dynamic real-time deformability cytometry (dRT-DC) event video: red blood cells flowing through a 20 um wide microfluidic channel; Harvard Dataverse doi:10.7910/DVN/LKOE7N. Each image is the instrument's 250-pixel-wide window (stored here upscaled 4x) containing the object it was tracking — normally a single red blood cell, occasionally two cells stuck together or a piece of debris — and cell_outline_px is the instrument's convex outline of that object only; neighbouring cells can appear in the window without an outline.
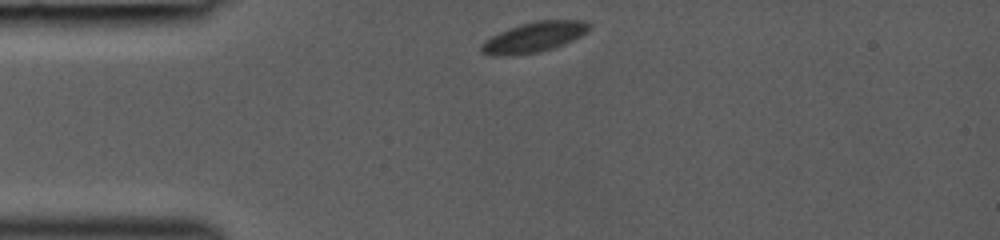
{"species": "common noctule bat (a hibernating species)", "species_latin": "Nyctalus noctula", "temperature_condition": "room temperature", "stored_images_in_passage": 31, "camera_frame_rate_fps": 3000, "um_per_image_px": 0.085, "animal": {"sex": "female", "body_mass_g": 19.0, "forearm_length_mm": 53.3}, "frame": {"image": 1, "passage_image": 1, "time_ms": 0.0, "image_size_px": [1000, 240], "cell_outline_px": [[592, 24], [588, 32], [564, 44], [540, 52], [516, 56], [492, 56], [480, 52], [480, 44], [484, 40], [508, 28], [532, 20], [584, 20]], "centroid_in_image_um": [45.37, 3.16], "position_along_channel_um": 39.6, "area_um2": 19.42}}
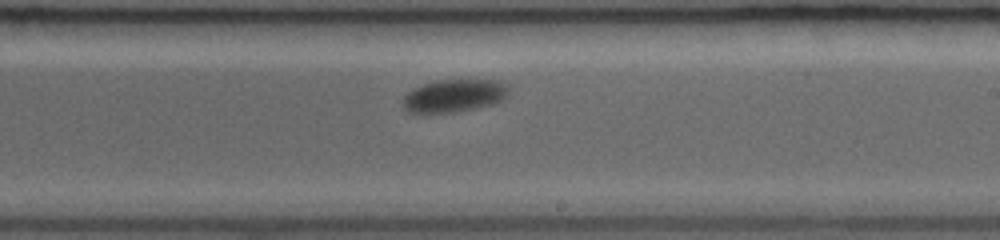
{"frame": {"image": 2, "passage_image": 18, "time_ms": 5.667, "image_size_px": [1000, 240], "cell_outline_px": [[512, 88], [508, 96], [504, 100], [492, 104], [452, 112], [408, 112], [404, 108], [404, 96], [408, 92], [424, 84], [436, 80], [504, 80]], "centroid_in_image_um": [38.72, 8.11], "position_along_channel_um": 250.3, "area_um2": 20.17}}
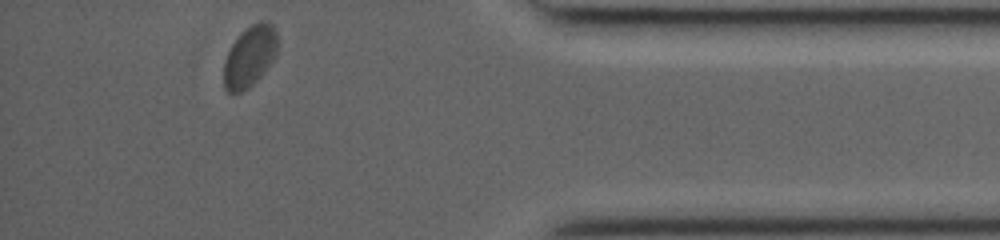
{"frame": {"image": 3, "passage_image": 31, "time_ms": 10.0, "image_size_px": [1000, 240], "cell_outline_px": [[280, 44], [272, 60], [264, 72], [248, 88], [240, 92], [228, 92], [224, 88], [224, 64], [228, 52], [232, 44], [252, 24], [260, 20], [272, 24], [276, 28]], "centroid_in_image_um": [21.27, 4.78], "position_along_channel_um": 413.9, "area_um2": 18.9}}